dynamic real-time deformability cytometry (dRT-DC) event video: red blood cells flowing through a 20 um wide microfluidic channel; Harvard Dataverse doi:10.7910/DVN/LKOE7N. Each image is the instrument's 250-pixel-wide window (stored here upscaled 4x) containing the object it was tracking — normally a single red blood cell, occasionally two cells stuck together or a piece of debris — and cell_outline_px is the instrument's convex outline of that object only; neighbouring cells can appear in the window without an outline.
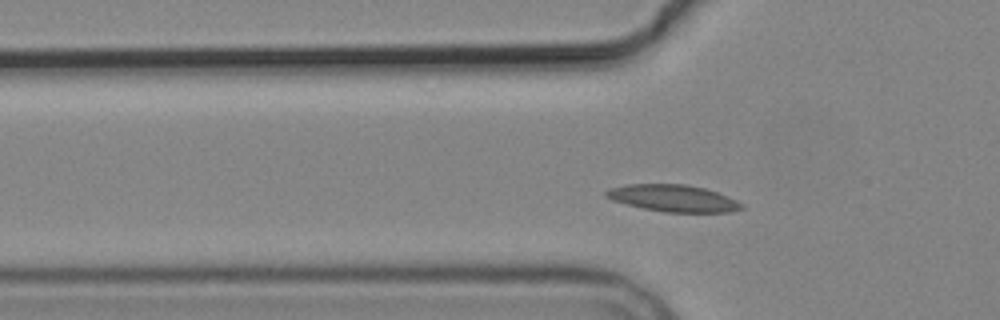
{"species": "common noctule bat (a hibernating species)", "species_latin": "Nyctalus noctula", "temperature_condition": "cold", "stored_images_in_passage": 16, "camera_frame_rate_fps": 3000, "um_per_image_px": 0.085, "animal": {"sex": "male", "body_mass_g": 19.2, "forearm_length_mm": 51.8}, "frame": {"image": 1, "passage_image": 5, "time_ms": 6.0, "image_size_px": [1000, 320], "cell_outline_px": [[744, 208], [728, 212], [664, 212], [644, 208], [612, 200], [604, 196], [604, 192], [608, 188], [628, 184], [684, 184], [704, 188], [728, 196], [744, 204]], "centroid_in_image_um": [57.21, 16.84], "position_along_channel_um": 68.6, "area_um2": 21.15}}
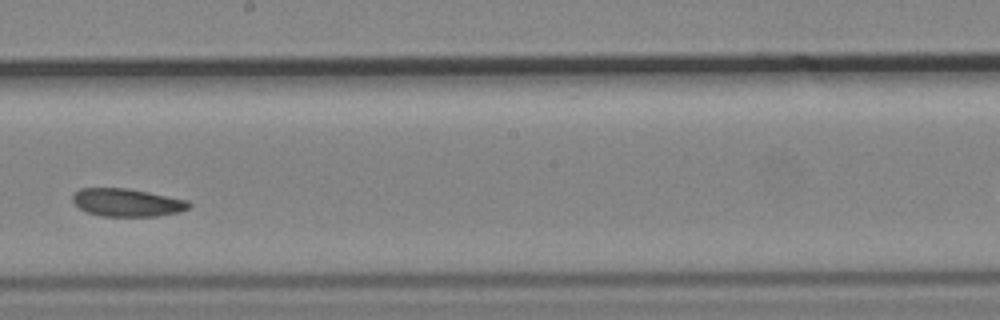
{"frame": {"image": 2, "passage_image": 9, "time_ms": 10.667, "image_size_px": [1000, 320], "cell_outline_px": [[192, 204], [188, 208], [176, 212], [156, 216], [100, 216], [88, 212], [80, 208], [72, 200], [72, 196], [80, 188], [128, 188], [188, 200]], "centroid_in_image_um": [10.79, 17.21], "position_along_channel_um": 237.4, "area_um2": 18.73}}
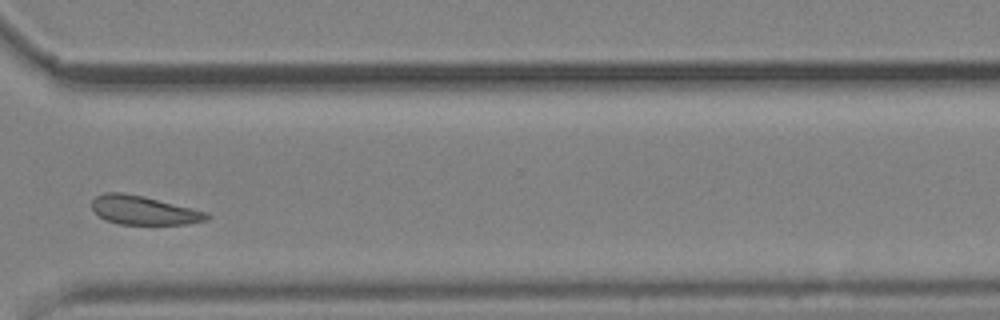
{"frame": {"image": 3, "passage_image": 12, "time_ms": 14.0, "image_size_px": [1000, 320], "cell_outline_px": [[212, 216], [208, 220], [188, 224], [120, 224], [104, 220], [92, 208], [92, 200], [96, 196], [104, 192], [120, 192], [144, 196], [208, 212]], "centroid_in_image_um": [12.24, 17.87], "position_along_channel_um": 358.4, "area_um2": 19.36}, "authors_computed_cell_mechanics": {"area_um2": 19.3341, "velocity_mm_per_s": 3.6379, "shape_relaxation_time_tau1_ms": 3.4079, "shape_relaxation_time_tau2_ms": null, "deformation_change_tau1": 0.0824, "deformation_change_tau2": null}}